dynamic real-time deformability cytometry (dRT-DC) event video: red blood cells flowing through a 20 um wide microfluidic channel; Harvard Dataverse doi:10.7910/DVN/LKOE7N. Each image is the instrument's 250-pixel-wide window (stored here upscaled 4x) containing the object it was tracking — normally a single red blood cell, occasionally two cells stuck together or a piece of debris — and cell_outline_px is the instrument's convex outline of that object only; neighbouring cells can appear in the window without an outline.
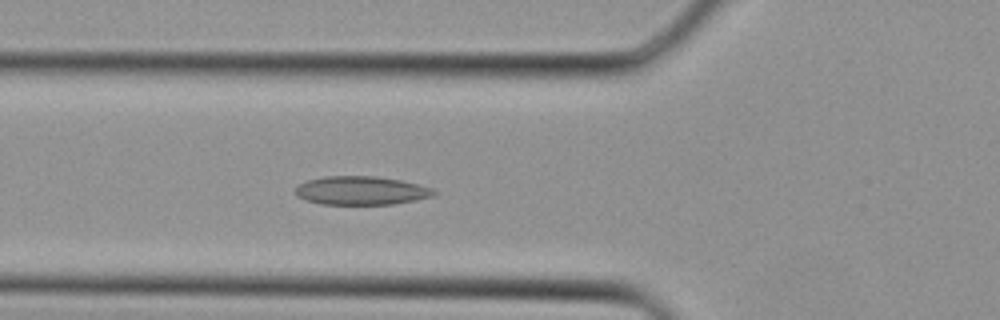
{"species": "Egyptian fruit bat (a non-hibernating species)", "species_latin": "Rousettus aegyptiacus", "temperature_condition": "cold", "stored_images_in_passage": 35, "segment_of_instrument_passage": [1, 2], "camera_frame_rate_fps": 3000, "um_per_image_px": 0.085, "animal": {"sex": "female"}, "frame": {"image": 1, "passage_image": 12, "time_ms": 3.667, "image_size_px": [1000, 320], "cell_outline_px": [[440, 192], [436, 196], [416, 200], [392, 204], [320, 204], [304, 200], [296, 196], [296, 188], [300, 184], [308, 180], [324, 176], [376, 176], [400, 180], [432, 188]], "centroid_in_image_um": [30.73, 16.2], "position_along_channel_um": 95.1, "area_um2": 23.18}}
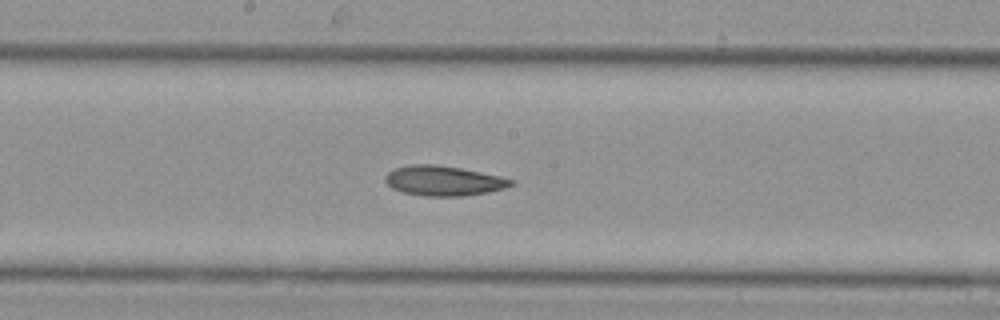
{"frame": {"image": 2, "passage_image": 18, "time_ms": 5.667, "image_size_px": [1000, 320], "cell_outline_px": [[516, 180], [512, 184], [504, 188], [488, 192], [464, 196], [424, 196], [404, 192], [392, 188], [384, 180], [384, 176], [392, 168], [408, 164], [436, 164], [460, 168], [500, 176]], "centroid_in_image_um": [37.67, 15.35], "position_along_channel_um": 210.5, "area_um2": 22.02}}
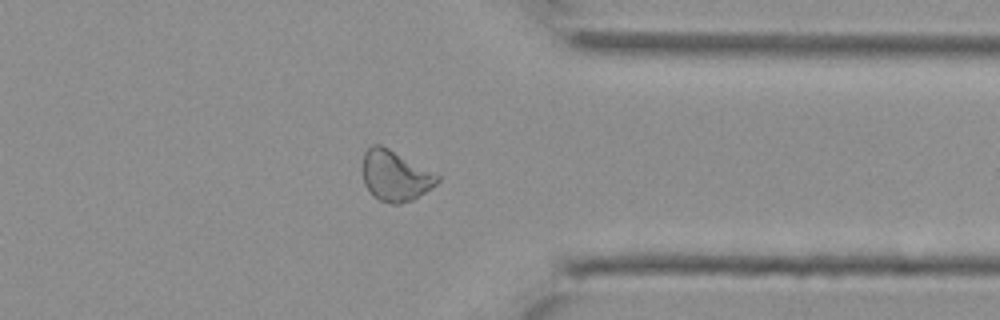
{"frame": {"image": 3, "passage_image": 27, "time_ms": 8.667, "image_size_px": [1000, 320], "cell_outline_px": [[440, 180], [436, 184], [412, 200], [400, 204], [392, 204], [380, 200], [372, 196], [364, 184], [364, 152], [372, 144], [380, 144], [388, 148], [440, 176]], "centroid_in_image_um": [33.57, 14.95], "position_along_channel_um": 377.8, "area_um2": 21.62}}